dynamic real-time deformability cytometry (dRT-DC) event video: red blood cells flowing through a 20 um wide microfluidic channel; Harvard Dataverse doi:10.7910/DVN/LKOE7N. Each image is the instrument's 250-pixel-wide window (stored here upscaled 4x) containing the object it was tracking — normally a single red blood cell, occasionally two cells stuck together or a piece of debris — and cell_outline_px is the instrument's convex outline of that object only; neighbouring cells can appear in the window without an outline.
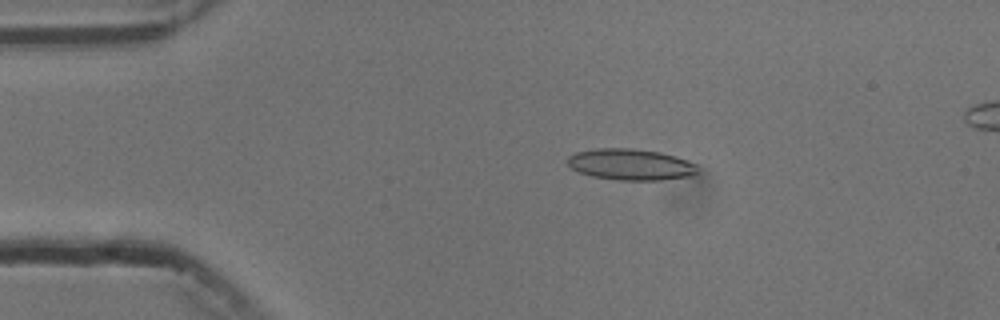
{"species": "common noctule bat (a hibernating species)", "species_latin": "Nyctalus noctula", "temperature_condition": "cold", "stored_images_in_passage": 5, "camera_frame_rate_fps": 3000, "um_per_image_px": 0.085, "animal": {"sex": "male", "body_mass_g": 13.3}, "frame": {"image": 1, "passage_image": 3, "time_ms": 2.333, "image_size_px": [1000, 320], "cell_outline_px": [[696, 172], [692, 176], [660, 180], [620, 180], [592, 176], [580, 172], [572, 168], [568, 164], [568, 156], [576, 152], [596, 148], [632, 148], [660, 152], [676, 156], [696, 164]], "centroid_in_image_um": [53.6, 13.97], "position_along_channel_um": 31.4, "area_um2": 23.58}}